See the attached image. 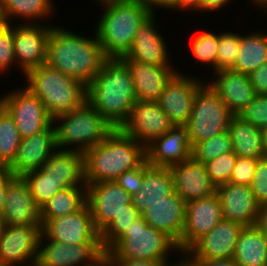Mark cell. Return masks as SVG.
<instances>
[{
    "label": "cell",
    "instance_id": "3957f363",
    "mask_svg": "<svg viewBox=\"0 0 267 266\" xmlns=\"http://www.w3.org/2000/svg\"><path fill=\"white\" fill-rule=\"evenodd\" d=\"M146 161V147L114 129L101 143L84 152L86 184L114 181Z\"/></svg>",
    "mask_w": 267,
    "mask_h": 266
},
{
    "label": "cell",
    "instance_id": "f5cc1de1",
    "mask_svg": "<svg viewBox=\"0 0 267 266\" xmlns=\"http://www.w3.org/2000/svg\"><path fill=\"white\" fill-rule=\"evenodd\" d=\"M194 266H238L233 258L216 260H189Z\"/></svg>",
    "mask_w": 267,
    "mask_h": 266
},
{
    "label": "cell",
    "instance_id": "cb8c5ba5",
    "mask_svg": "<svg viewBox=\"0 0 267 266\" xmlns=\"http://www.w3.org/2000/svg\"><path fill=\"white\" fill-rule=\"evenodd\" d=\"M129 68L136 100L157 102L166 83L178 71L176 65H152L120 58Z\"/></svg>",
    "mask_w": 267,
    "mask_h": 266
},
{
    "label": "cell",
    "instance_id": "bcb514c9",
    "mask_svg": "<svg viewBox=\"0 0 267 266\" xmlns=\"http://www.w3.org/2000/svg\"><path fill=\"white\" fill-rule=\"evenodd\" d=\"M148 164L145 161L140 167L127 170L114 181L131 196L140 191L144 180V167Z\"/></svg>",
    "mask_w": 267,
    "mask_h": 266
},
{
    "label": "cell",
    "instance_id": "d6a6232c",
    "mask_svg": "<svg viewBox=\"0 0 267 266\" xmlns=\"http://www.w3.org/2000/svg\"><path fill=\"white\" fill-rule=\"evenodd\" d=\"M228 132L230 134L233 152L237 157L260 159L265 157L261 130L240 116L231 117Z\"/></svg>",
    "mask_w": 267,
    "mask_h": 266
},
{
    "label": "cell",
    "instance_id": "e575fe53",
    "mask_svg": "<svg viewBox=\"0 0 267 266\" xmlns=\"http://www.w3.org/2000/svg\"><path fill=\"white\" fill-rule=\"evenodd\" d=\"M197 33H192L194 36H189V48L188 51L191 55V60L194 59V62L198 64H203V67L206 68L209 72L207 76L211 75V72H216V57L218 51L219 43V32L216 30H207L203 29ZM196 59V60H195ZM210 73V74H209Z\"/></svg>",
    "mask_w": 267,
    "mask_h": 266
},
{
    "label": "cell",
    "instance_id": "5b68a950",
    "mask_svg": "<svg viewBox=\"0 0 267 266\" xmlns=\"http://www.w3.org/2000/svg\"><path fill=\"white\" fill-rule=\"evenodd\" d=\"M23 78L24 86L42 101L52 119L81 107L87 101L83 82L46 63L31 69Z\"/></svg>",
    "mask_w": 267,
    "mask_h": 266
},
{
    "label": "cell",
    "instance_id": "8d00e7d4",
    "mask_svg": "<svg viewBox=\"0 0 267 266\" xmlns=\"http://www.w3.org/2000/svg\"><path fill=\"white\" fill-rule=\"evenodd\" d=\"M27 182L35 202L42 208L59 190L64 189V183H57L40 169L27 172L22 176Z\"/></svg>",
    "mask_w": 267,
    "mask_h": 266
},
{
    "label": "cell",
    "instance_id": "7bdbcfd3",
    "mask_svg": "<svg viewBox=\"0 0 267 266\" xmlns=\"http://www.w3.org/2000/svg\"><path fill=\"white\" fill-rule=\"evenodd\" d=\"M238 116L260 130L267 127V95H256Z\"/></svg>",
    "mask_w": 267,
    "mask_h": 266
},
{
    "label": "cell",
    "instance_id": "8fae6325",
    "mask_svg": "<svg viewBox=\"0 0 267 266\" xmlns=\"http://www.w3.org/2000/svg\"><path fill=\"white\" fill-rule=\"evenodd\" d=\"M42 226L2 225L0 266H35Z\"/></svg>",
    "mask_w": 267,
    "mask_h": 266
},
{
    "label": "cell",
    "instance_id": "d4e9b609",
    "mask_svg": "<svg viewBox=\"0 0 267 266\" xmlns=\"http://www.w3.org/2000/svg\"><path fill=\"white\" fill-rule=\"evenodd\" d=\"M206 82L233 115H238L256 97L249 75L232 69L214 72Z\"/></svg>",
    "mask_w": 267,
    "mask_h": 266
},
{
    "label": "cell",
    "instance_id": "f907efd6",
    "mask_svg": "<svg viewBox=\"0 0 267 266\" xmlns=\"http://www.w3.org/2000/svg\"><path fill=\"white\" fill-rule=\"evenodd\" d=\"M235 0H200V13H219L225 9L229 4L234 3ZM219 10V11H218Z\"/></svg>",
    "mask_w": 267,
    "mask_h": 266
},
{
    "label": "cell",
    "instance_id": "60d3db41",
    "mask_svg": "<svg viewBox=\"0 0 267 266\" xmlns=\"http://www.w3.org/2000/svg\"><path fill=\"white\" fill-rule=\"evenodd\" d=\"M14 68L18 70L14 53V24L4 23L0 27V75L10 76L8 74Z\"/></svg>",
    "mask_w": 267,
    "mask_h": 266
},
{
    "label": "cell",
    "instance_id": "7dc6e473",
    "mask_svg": "<svg viewBox=\"0 0 267 266\" xmlns=\"http://www.w3.org/2000/svg\"><path fill=\"white\" fill-rule=\"evenodd\" d=\"M107 266H168L164 261L145 259H120L112 252H104Z\"/></svg>",
    "mask_w": 267,
    "mask_h": 266
},
{
    "label": "cell",
    "instance_id": "db71d44e",
    "mask_svg": "<svg viewBox=\"0 0 267 266\" xmlns=\"http://www.w3.org/2000/svg\"><path fill=\"white\" fill-rule=\"evenodd\" d=\"M177 11L185 13L187 11L200 14V0H177Z\"/></svg>",
    "mask_w": 267,
    "mask_h": 266
},
{
    "label": "cell",
    "instance_id": "816d5d0a",
    "mask_svg": "<svg viewBox=\"0 0 267 266\" xmlns=\"http://www.w3.org/2000/svg\"><path fill=\"white\" fill-rule=\"evenodd\" d=\"M15 177L7 166H0V213L5 204V193L8 183Z\"/></svg>",
    "mask_w": 267,
    "mask_h": 266
},
{
    "label": "cell",
    "instance_id": "681fc988",
    "mask_svg": "<svg viewBox=\"0 0 267 266\" xmlns=\"http://www.w3.org/2000/svg\"><path fill=\"white\" fill-rule=\"evenodd\" d=\"M145 8L151 13V14H157L156 12L159 10L166 12L167 14L171 12L175 13L177 11V0H139Z\"/></svg>",
    "mask_w": 267,
    "mask_h": 266
},
{
    "label": "cell",
    "instance_id": "6da1fadb",
    "mask_svg": "<svg viewBox=\"0 0 267 266\" xmlns=\"http://www.w3.org/2000/svg\"><path fill=\"white\" fill-rule=\"evenodd\" d=\"M52 26L47 40L46 64L73 77L86 86L99 73L108 59L93 31L88 36L64 25Z\"/></svg>",
    "mask_w": 267,
    "mask_h": 266
},
{
    "label": "cell",
    "instance_id": "30bf717a",
    "mask_svg": "<svg viewBox=\"0 0 267 266\" xmlns=\"http://www.w3.org/2000/svg\"><path fill=\"white\" fill-rule=\"evenodd\" d=\"M178 71L166 83L157 101L168 115L173 125L185 126L191 116L194 98L197 91L206 83V76H194L185 71Z\"/></svg>",
    "mask_w": 267,
    "mask_h": 266
},
{
    "label": "cell",
    "instance_id": "f546056e",
    "mask_svg": "<svg viewBox=\"0 0 267 266\" xmlns=\"http://www.w3.org/2000/svg\"><path fill=\"white\" fill-rule=\"evenodd\" d=\"M174 181L169 167H144V180L140 191L132 195V204L142 214L150 205L174 193Z\"/></svg>",
    "mask_w": 267,
    "mask_h": 266
},
{
    "label": "cell",
    "instance_id": "4fadbf2b",
    "mask_svg": "<svg viewBox=\"0 0 267 266\" xmlns=\"http://www.w3.org/2000/svg\"><path fill=\"white\" fill-rule=\"evenodd\" d=\"M42 234L50 241L67 245L101 243L100 232L96 229L87 204L77 212L42 220Z\"/></svg>",
    "mask_w": 267,
    "mask_h": 266
},
{
    "label": "cell",
    "instance_id": "7c38bea8",
    "mask_svg": "<svg viewBox=\"0 0 267 266\" xmlns=\"http://www.w3.org/2000/svg\"><path fill=\"white\" fill-rule=\"evenodd\" d=\"M86 204L99 232L121 211L137 209L132 204L131 195L115 181L86 184Z\"/></svg>",
    "mask_w": 267,
    "mask_h": 266
},
{
    "label": "cell",
    "instance_id": "836d02e7",
    "mask_svg": "<svg viewBox=\"0 0 267 266\" xmlns=\"http://www.w3.org/2000/svg\"><path fill=\"white\" fill-rule=\"evenodd\" d=\"M86 204V187L59 190L42 208L41 219L51 220L80 210Z\"/></svg>",
    "mask_w": 267,
    "mask_h": 266
},
{
    "label": "cell",
    "instance_id": "83f0119b",
    "mask_svg": "<svg viewBox=\"0 0 267 266\" xmlns=\"http://www.w3.org/2000/svg\"><path fill=\"white\" fill-rule=\"evenodd\" d=\"M48 177L68 187H86L84 152L57 149L40 168Z\"/></svg>",
    "mask_w": 267,
    "mask_h": 266
},
{
    "label": "cell",
    "instance_id": "d6986e66",
    "mask_svg": "<svg viewBox=\"0 0 267 266\" xmlns=\"http://www.w3.org/2000/svg\"><path fill=\"white\" fill-rule=\"evenodd\" d=\"M1 220L2 225L42 226L41 207L22 176H15L7 185Z\"/></svg>",
    "mask_w": 267,
    "mask_h": 266
},
{
    "label": "cell",
    "instance_id": "91938a15",
    "mask_svg": "<svg viewBox=\"0 0 267 266\" xmlns=\"http://www.w3.org/2000/svg\"><path fill=\"white\" fill-rule=\"evenodd\" d=\"M93 266H107L106 260L104 257H102L97 263H95Z\"/></svg>",
    "mask_w": 267,
    "mask_h": 266
},
{
    "label": "cell",
    "instance_id": "ac0fdd59",
    "mask_svg": "<svg viewBox=\"0 0 267 266\" xmlns=\"http://www.w3.org/2000/svg\"><path fill=\"white\" fill-rule=\"evenodd\" d=\"M157 15L151 14L138 28L131 49L122 58H130L152 65H177L173 63L174 60L170 55L173 53H171V48L167 44L169 43L167 42V35L165 34L164 37L159 28V14Z\"/></svg>",
    "mask_w": 267,
    "mask_h": 266
},
{
    "label": "cell",
    "instance_id": "4316f807",
    "mask_svg": "<svg viewBox=\"0 0 267 266\" xmlns=\"http://www.w3.org/2000/svg\"><path fill=\"white\" fill-rule=\"evenodd\" d=\"M174 181L175 192L187 203L208 197L216 192L203 162L191 157L169 167Z\"/></svg>",
    "mask_w": 267,
    "mask_h": 266
},
{
    "label": "cell",
    "instance_id": "b9f144b4",
    "mask_svg": "<svg viewBox=\"0 0 267 266\" xmlns=\"http://www.w3.org/2000/svg\"><path fill=\"white\" fill-rule=\"evenodd\" d=\"M236 159V154L229 152L204 163L208 176L216 187L229 183Z\"/></svg>",
    "mask_w": 267,
    "mask_h": 266
},
{
    "label": "cell",
    "instance_id": "52a82bcc",
    "mask_svg": "<svg viewBox=\"0 0 267 266\" xmlns=\"http://www.w3.org/2000/svg\"><path fill=\"white\" fill-rule=\"evenodd\" d=\"M104 252H112L120 259L157 260L167 265L182 253L168 235L149 226L142 215Z\"/></svg>",
    "mask_w": 267,
    "mask_h": 266
},
{
    "label": "cell",
    "instance_id": "94428289",
    "mask_svg": "<svg viewBox=\"0 0 267 266\" xmlns=\"http://www.w3.org/2000/svg\"><path fill=\"white\" fill-rule=\"evenodd\" d=\"M96 4L107 3L112 1H131V0H94Z\"/></svg>",
    "mask_w": 267,
    "mask_h": 266
},
{
    "label": "cell",
    "instance_id": "ab89813d",
    "mask_svg": "<svg viewBox=\"0 0 267 266\" xmlns=\"http://www.w3.org/2000/svg\"><path fill=\"white\" fill-rule=\"evenodd\" d=\"M138 209H125L100 232L102 249L108 250L140 216Z\"/></svg>",
    "mask_w": 267,
    "mask_h": 266
},
{
    "label": "cell",
    "instance_id": "ba28073f",
    "mask_svg": "<svg viewBox=\"0 0 267 266\" xmlns=\"http://www.w3.org/2000/svg\"><path fill=\"white\" fill-rule=\"evenodd\" d=\"M233 114L206 82L196 93L191 116L185 125L192 148L204 140L228 131Z\"/></svg>",
    "mask_w": 267,
    "mask_h": 266
},
{
    "label": "cell",
    "instance_id": "e0dca14e",
    "mask_svg": "<svg viewBox=\"0 0 267 266\" xmlns=\"http://www.w3.org/2000/svg\"><path fill=\"white\" fill-rule=\"evenodd\" d=\"M243 227L237 222L222 219L211 231L202 235L182 254L188 260L233 258Z\"/></svg>",
    "mask_w": 267,
    "mask_h": 266
},
{
    "label": "cell",
    "instance_id": "ffe728a7",
    "mask_svg": "<svg viewBox=\"0 0 267 266\" xmlns=\"http://www.w3.org/2000/svg\"><path fill=\"white\" fill-rule=\"evenodd\" d=\"M223 219L216 193L186 203L185 223L178 249L185 252L202 235L211 231Z\"/></svg>",
    "mask_w": 267,
    "mask_h": 266
},
{
    "label": "cell",
    "instance_id": "6125c7cd",
    "mask_svg": "<svg viewBox=\"0 0 267 266\" xmlns=\"http://www.w3.org/2000/svg\"><path fill=\"white\" fill-rule=\"evenodd\" d=\"M260 0H249L251 6L254 7Z\"/></svg>",
    "mask_w": 267,
    "mask_h": 266
},
{
    "label": "cell",
    "instance_id": "9a60e30c",
    "mask_svg": "<svg viewBox=\"0 0 267 266\" xmlns=\"http://www.w3.org/2000/svg\"><path fill=\"white\" fill-rule=\"evenodd\" d=\"M53 25L14 24V53L21 77L46 63L47 40Z\"/></svg>",
    "mask_w": 267,
    "mask_h": 266
},
{
    "label": "cell",
    "instance_id": "9f6ffc18",
    "mask_svg": "<svg viewBox=\"0 0 267 266\" xmlns=\"http://www.w3.org/2000/svg\"><path fill=\"white\" fill-rule=\"evenodd\" d=\"M176 260V261H175ZM168 266H194L182 253L179 254L177 259H174Z\"/></svg>",
    "mask_w": 267,
    "mask_h": 266
},
{
    "label": "cell",
    "instance_id": "d590c367",
    "mask_svg": "<svg viewBox=\"0 0 267 266\" xmlns=\"http://www.w3.org/2000/svg\"><path fill=\"white\" fill-rule=\"evenodd\" d=\"M21 139L12 116L0 104V166H8L14 160Z\"/></svg>",
    "mask_w": 267,
    "mask_h": 266
},
{
    "label": "cell",
    "instance_id": "f1b7e54d",
    "mask_svg": "<svg viewBox=\"0 0 267 266\" xmlns=\"http://www.w3.org/2000/svg\"><path fill=\"white\" fill-rule=\"evenodd\" d=\"M55 2L57 3L56 0H0V11L5 23L9 24H54L50 22L54 20L58 9Z\"/></svg>",
    "mask_w": 267,
    "mask_h": 266
},
{
    "label": "cell",
    "instance_id": "4dcf8cb0",
    "mask_svg": "<svg viewBox=\"0 0 267 266\" xmlns=\"http://www.w3.org/2000/svg\"><path fill=\"white\" fill-rule=\"evenodd\" d=\"M260 27L252 32H240L239 54L232 70L249 75L267 62V29L262 31Z\"/></svg>",
    "mask_w": 267,
    "mask_h": 266
},
{
    "label": "cell",
    "instance_id": "e7e4bbea",
    "mask_svg": "<svg viewBox=\"0 0 267 266\" xmlns=\"http://www.w3.org/2000/svg\"><path fill=\"white\" fill-rule=\"evenodd\" d=\"M2 228V220H1V213H0V229Z\"/></svg>",
    "mask_w": 267,
    "mask_h": 266
},
{
    "label": "cell",
    "instance_id": "ee69618b",
    "mask_svg": "<svg viewBox=\"0 0 267 266\" xmlns=\"http://www.w3.org/2000/svg\"><path fill=\"white\" fill-rule=\"evenodd\" d=\"M255 158L237 157L229 183L250 186L257 164Z\"/></svg>",
    "mask_w": 267,
    "mask_h": 266
},
{
    "label": "cell",
    "instance_id": "44dd1931",
    "mask_svg": "<svg viewBox=\"0 0 267 266\" xmlns=\"http://www.w3.org/2000/svg\"><path fill=\"white\" fill-rule=\"evenodd\" d=\"M58 149L52 123L47 129L21 139L14 160L7 166L15 176L39 170Z\"/></svg>",
    "mask_w": 267,
    "mask_h": 266
},
{
    "label": "cell",
    "instance_id": "484cf974",
    "mask_svg": "<svg viewBox=\"0 0 267 266\" xmlns=\"http://www.w3.org/2000/svg\"><path fill=\"white\" fill-rule=\"evenodd\" d=\"M186 202L176 193L150 205L141 215L145 222L168 235L177 245L184 230Z\"/></svg>",
    "mask_w": 267,
    "mask_h": 266
},
{
    "label": "cell",
    "instance_id": "7a4b0ae2",
    "mask_svg": "<svg viewBox=\"0 0 267 266\" xmlns=\"http://www.w3.org/2000/svg\"><path fill=\"white\" fill-rule=\"evenodd\" d=\"M87 102L114 129H119L136 102L128 66L120 58H108L99 73L86 86Z\"/></svg>",
    "mask_w": 267,
    "mask_h": 266
},
{
    "label": "cell",
    "instance_id": "2e32d148",
    "mask_svg": "<svg viewBox=\"0 0 267 266\" xmlns=\"http://www.w3.org/2000/svg\"><path fill=\"white\" fill-rule=\"evenodd\" d=\"M103 253L101 243L67 245L41 234L35 266H93Z\"/></svg>",
    "mask_w": 267,
    "mask_h": 266
},
{
    "label": "cell",
    "instance_id": "6f0895ef",
    "mask_svg": "<svg viewBox=\"0 0 267 266\" xmlns=\"http://www.w3.org/2000/svg\"><path fill=\"white\" fill-rule=\"evenodd\" d=\"M253 8L259 10V13L261 11L266 13L264 15H267V0H260ZM265 18L267 19V16Z\"/></svg>",
    "mask_w": 267,
    "mask_h": 266
},
{
    "label": "cell",
    "instance_id": "680465c9",
    "mask_svg": "<svg viewBox=\"0 0 267 266\" xmlns=\"http://www.w3.org/2000/svg\"><path fill=\"white\" fill-rule=\"evenodd\" d=\"M261 136H262L264 155L265 157H267V127L261 129Z\"/></svg>",
    "mask_w": 267,
    "mask_h": 266
},
{
    "label": "cell",
    "instance_id": "11a10c76",
    "mask_svg": "<svg viewBox=\"0 0 267 266\" xmlns=\"http://www.w3.org/2000/svg\"><path fill=\"white\" fill-rule=\"evenodd\" d=\"M256 226L261 230L262 234L267 238V204L260 207Z\"/></svg>",
    "mask_w": 267,
    "mask_h": 266
},
{
    "label": "cell",
    "instance_id": "f35d334b",
    "mask_svg": "<svg viewBox=\"0 0 267 266\" xmlns=\"http://www.w3.org/2000/svg\"><path fill=\"white\" fill-rule=\"evenodd\" d=\"M224 30L219 31L216 72L231 69L239 54L240 30L239 32L234 31V29L226 31V28H224Z\"/></svg>",
    "mask_w": 267,
    "mask_h": 266
},
{
    "label": "cell",
    "instance_id": "c3c4849f",
    "mask_svg": "<svg viewBox=\"0 0 267 266\" xmlns=\"http://www.w3.org/2000/svg\"><path fill=\"white\" fill-rule=\"evenodd\" d=\"M256 95H267V62L249 74Z\"/></svg>",
    "mask_w": 267,
    "mask_h": 266
},
{
    "label": "cell",
    "instance_id": "9c48e42d",
    "mask_svg": "<svg viewBox=\"0 0 267 266\" xmlns=\"http://www.w3.org/2000/svg\"><path fill=\"white\" fill-rule=\"evenodd\" d=\"M21 86L0 94V104L12 116L21 138H25L47 129L53 119L42 101L23 83Z\"/></svg>",
    "mask_w": 267,
    "mask_h": 266
},
{
    "label": "cell",
    "instance_id": "1f68e13d",
    "mask_svg": "<svg viewBox=\"0 0 267 266\" xmlns=\"http://www.w3.org/2000/svg\"><path fill=\"white\" fill-rule=\"evenodd\" d=\"M233 260L238 266H267V238L256 225L242 228Z\"/></svg>",
    "mask_w": 267,
    "mask_h": 266
},
{
    "label": "cell",
    "instance_id": "f6af8a7d",
    "mask_svg": "<svg viewBox=\"0 0 267 266\" xmlns=\"http://www.w3.org/2000/svg\"><path fill=\"white\" fill-rule=\"evenodd\" d=\"M256 201L262 206L267 204V157L257 160L253 181L250 185Z\"/></svg>",
    "mask_w": 267,
    "mask_h": 266
},
{
    "label": "cell",
    "instance_id": "be15d7a7",
    "mask_svg": "<svg viewBox=\"0 0 267 266\" xmlns=\"http://www.w3.org/2000/svg\"><path fill=\"white\" fill-rule=\"evenodd\" d=\"M4 23H5V21H4L2 13L0 11V27L3 26Z\"/></svg>",
    "mask_w": 267,
    "mask_h": 266
},
{
    "label": "cell",
    "instance_id": "277c9868",
    "mask_svg": "<svg viewBox=\"0 0 267 266\" xmlns=\"http://www.w3.org/2000/svg\"><path fill=\"white\" fill-rule=\"evenodd\" d=\"M100 6L92 25L107 58H122L131 49L136 32L151 15L139 0L112 1Z\"/></svg>",
    "mask_w": 267,
    "mask_h": 266
},
{
    "label": "cell",
    "instance_id": "603a6c76",
    "mask_svg": "<svg viewBox=\"0 0 267 266\" xmlns=\"http://www.w3.org/2000/svg\"><path fill=\"white\" fill-rule=\"evenodd\" d=\"M192 157L186 126L174 125L146 146V161L152 167H171Z\"/></svg>",
    "mask_w": 267,
    "mask_h": 266
},
{
    "label": "cell",
    "instance_id": "7402d4cb",
    "mask_svg": "<svg viewBox=\"0 0 267 266\" xmlns=\"http://www.w3.org/2000/svg\"><path fill=\"white\" fill-rule=\"evenodd\" d=\"M223 219L241 224L256 225L261 205L250 186L225 183L216 187Z\"/></svg>",
    "mask_w": 267,
    "mask_h": 266
},
{
    "label": "cell",
    "instance_id": "8992f818",
    "mask_svg": "<svg viewBox=\"0 0 267 266\" xmlns=\"http://www.w3.org/2000/svg\"><path fill=\"white\" fill-rule=\"evenodd\" d=\"M59 149L85 152L101 143L113 126L87 101L79 108L53 119Z\"/></svg>",
    "mask_w": 267,
    "mask_h": 266
},
{
    "label": "cell",
    "instance_id": "74e56055",
    "mask_svg": "<svg viewBox=\"0 0 267 266\" xmlns=\"http://www.w3.org/2000/svg\"><path fill=\"white\" fill-rule=\"evenodd\" d=\"M233 152V144L228 131L197 143L192 148V157L200 162H207L215 157Z\"/></svg>",
    "mask_w": 267,
    "mask_h": 266
},
{
    "label": "cell",
    "instance_id": "5bb4252c",
    "mask_svg": "<svg viewBox=\"0 0 267 266\" xmlns=\"http://www.w3.org/2000/svg\"><path fill=\"white\" fill-rule=\"evenodd\" d=\"M173 126L158 102L136 100L119 130L146 147Z\"/></svg>",
    "mask_w": 267,
    "mask_h": 266
}]
</instances>
